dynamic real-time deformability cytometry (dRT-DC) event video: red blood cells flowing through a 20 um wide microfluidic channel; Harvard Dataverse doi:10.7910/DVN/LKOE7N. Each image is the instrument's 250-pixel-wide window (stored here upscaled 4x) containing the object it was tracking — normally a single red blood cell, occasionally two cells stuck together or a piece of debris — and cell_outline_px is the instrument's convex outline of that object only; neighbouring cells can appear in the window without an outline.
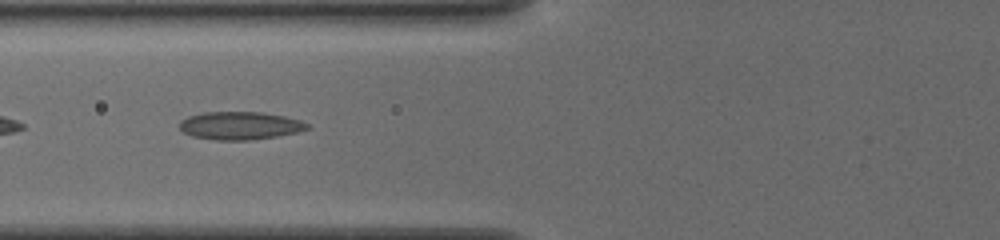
{"species": "common noctule bat (a hibernating species)", "species_latin": "Nyctalus noctula", "temperature_condition": "cold", "stored_images_in_passage": 35, "camera_frame_rate_fps": 3000, "um_per_image_px": 0.085, "animal": {"sex": "female", "body_mass_g": 19.5, "forearm_length_mm": 54.1}, "frame": {"image": 1, "passage_image": 4, "time_ms": 1.0, "image_size_px": [1000, 240], "cell_outline_px": [[308, 128], [296, 132], [276, 136], [252, 140], [216, 140], [192, 136], [184, 132], [180, 128], [180, 120], [188, 116], [204, 112], [264, 112], [284, 116], [300, 120], [308, 124]], "centroid_in_image_um": [20.37, 10.67], "position_along_channel_um": 105.4, "area_um2": 20.69}}
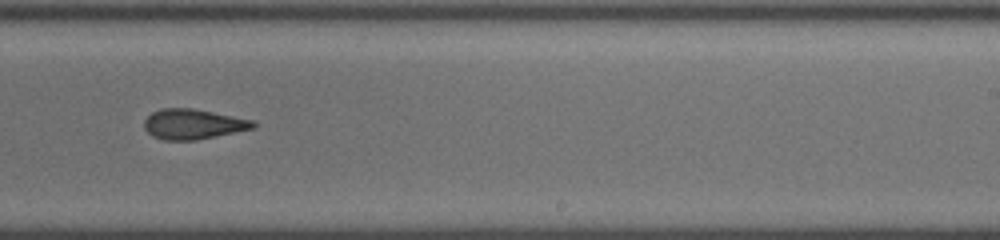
{"frame": {"image": 2, "passage_image": 17, "time_ms": 5.333, "image_size_px": [1000, 240], "cell_outline_px": [[256, 128], [196, 140], [164, 140], [152, 136], [144, 128], [144, 120], [152, 112], [160, 108], [192, 108], [252, 120], [256, 124]], "centroid_in_image_um": [16.39, 10.55], "position_along_channel_um": 272.6, "area_um2": 19.07}}
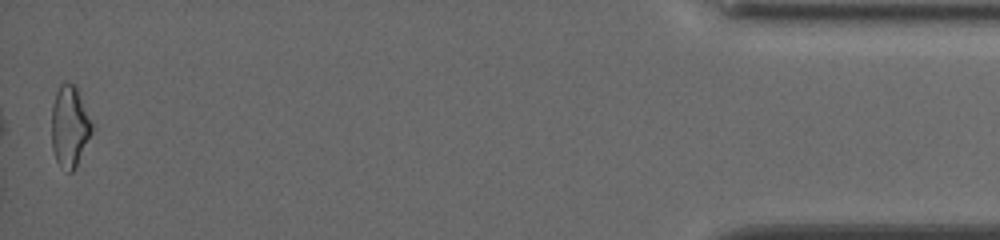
{"frame": {"image": 3, "passage_image": 35, "time_ms": 11.333, "image_size_px": [1000, 240], "cell_outline_px": [[92, 132], [72, 172], [68, 172], [56, 160], [52, 148], [52, 104], [56, 92], [60, 84], [64, 80], [72, 84], [76, 88], [92, 124]], "centroid_in_image_um": [5.89, 10.72], "position_along_channel_um": 429.3, "area_um2": 18.55}, "authors_computed_cell_mechanics": {"area_um2": 19.0162, "velocity_mm_per_s": 3.8645, "shape_relaxation_time_tau1_ms": 10.1984, "shape_relaxation_time_tau2_ms": 3.379, "deformation_change_tau1": 0.1815, "deformation_change_tau2": 0.1304}}